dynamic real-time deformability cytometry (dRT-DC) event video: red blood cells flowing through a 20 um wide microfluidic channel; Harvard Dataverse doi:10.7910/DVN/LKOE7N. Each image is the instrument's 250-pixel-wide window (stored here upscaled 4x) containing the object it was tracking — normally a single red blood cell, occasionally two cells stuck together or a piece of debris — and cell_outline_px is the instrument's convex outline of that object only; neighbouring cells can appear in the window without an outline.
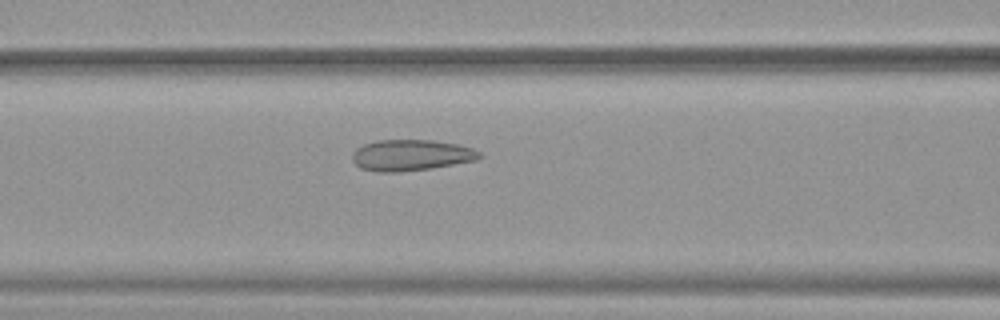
{"species": "common noctule bat (a hibernating species)", "species_latin": "Nyctalus noctula", "temperature_condition": "warm", "stored_images_in_passage": 48, "camera_frame_rate_fps": 3000, "um_per_image_px": 0.085, "animal": {"sex": "female", "body_mass_g": 19.9}, "frame": {"image": 1, "passage_image": 18, "time_ms": 5.667, "image_size_px": [1000, 320], "cell_outline_px": [[484, 156], [476, 160], [432, 168], [400, 172], [376, 172], [360, 168], [352, 160], [352, 152], [356, 148], [364, 144], [376, 140], [432, 140], [460, 144], [472, 148], [480, 152]], "centroid_in_image_um": [34.94, 13.19], "position_along_channel_um": 131.7, "area_um2": 23.29}}
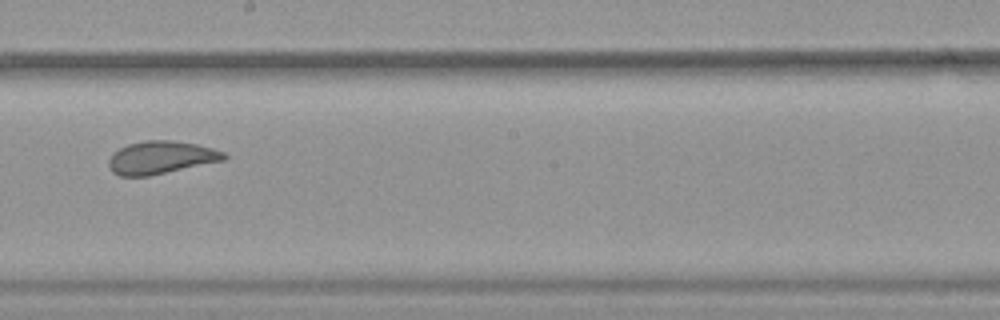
{"frame": {"image": 2, "passage_image": 26, "time_ms": 8.333, "image_size_px": [1000, 320], "cell_outline_px": [[228, 156], [224, 160], [148, 176], [120, 176], [112, 172], [108, 164], [108, 160], [112, 152], [128, 144], [144, 140], [172, 140], [196, 144], [212, 148], [224, 152]], "centroid_in_image_um": [13.65, 13.38], "position_along_channel_um": 234.6, "area_um2": 22.02}}
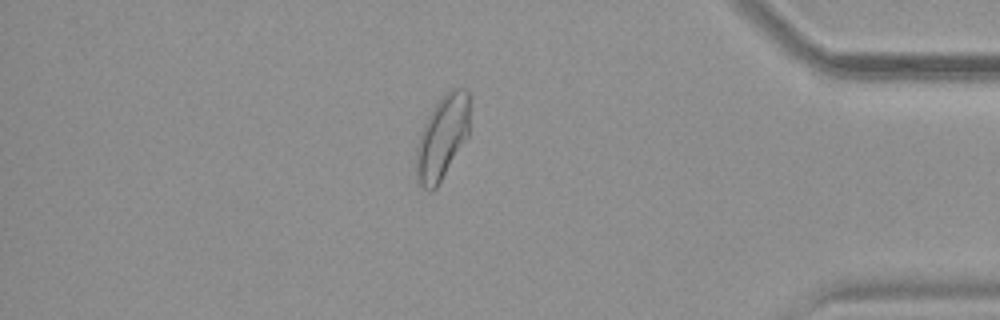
{"frame": {"image": 3, "passage_image": 41, "time_ms": 13.333, "image_size_px": [1000, 320], "cell_outline_px": [[472, 100], [468, 136], [436, 188], [432, 192], [428, 192], [416, 184], [416, 148], [420, 132], [432, 108], [444, 92], [452, 88], [468, 88]], "centroid_in_image_um": [37.61, 11.64], "position_along_channel_um": 397.6, "area_um2": 26.99}, "authors_computed_cell_mechanics": {"area_um2": 24.4494, "velocity_mm_per_s": 3.8795, "shape_relaxation_time_tau1_ms": 3.5496, "shape_relaxation_time_tau2_ms": 0.8286, "deformation_change_tau1": 0.1128, "deformation_change_tau2": 0.077}}